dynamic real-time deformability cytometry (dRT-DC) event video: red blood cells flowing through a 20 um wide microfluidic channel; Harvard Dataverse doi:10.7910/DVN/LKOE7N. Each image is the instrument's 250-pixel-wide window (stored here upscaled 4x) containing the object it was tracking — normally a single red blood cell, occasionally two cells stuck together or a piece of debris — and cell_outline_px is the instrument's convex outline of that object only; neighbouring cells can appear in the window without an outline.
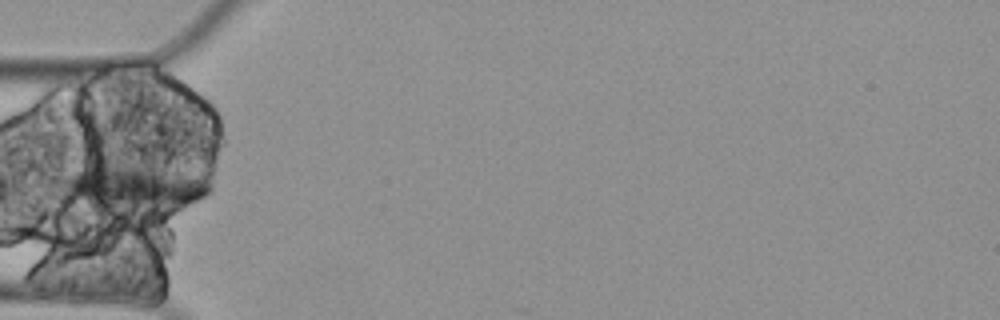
{"species": "Egyptian fruit bat (a non-hibernating species)", "species_latin": "Rousettus aegyptiacus", "temperature_condition": "cold", "stored_images_in_passage": 5, "segment_of_instrument_passage": [2, 2], "camera_frame_rate_fps": 3000, "um_per_image_px": 0.085, "animal": {"sex": "female"}, "frame": {"image": 1, "passage_image": 4, "time_ms": 1.0, "image_size_px": [1000, 320], "cell_outline_px": [[212, 188], [204, 196], [172, 212], [96, 212], [68, 204], [60, 196], [52, 176], [76, 168], [144, 168], [180, 172], [208, 180], [212, 184]], "centroid_in_image_um": [11.02, 16.1], "position_along_channel_um": 74.0, "area_um2": 41.62}}